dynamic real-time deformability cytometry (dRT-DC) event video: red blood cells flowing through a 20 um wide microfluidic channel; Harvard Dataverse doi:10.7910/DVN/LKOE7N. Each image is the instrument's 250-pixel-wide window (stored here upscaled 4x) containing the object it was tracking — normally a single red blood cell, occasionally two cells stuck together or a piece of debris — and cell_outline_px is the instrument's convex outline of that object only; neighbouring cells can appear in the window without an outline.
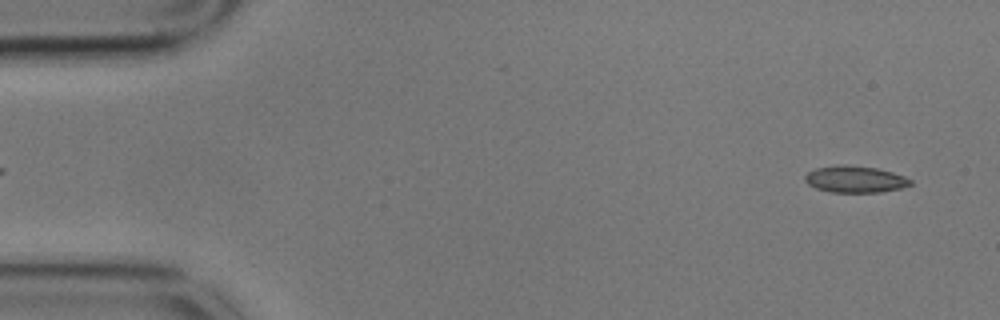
{"species": "common noctule bat (a hibernating species)", "species_latin": "Nyctalus noctula", "temperature_condition": "cold", "stored_images_in_passage": 51, "camera_frame_rate_fps": 3000, "um_per_image_px": 0.085, "animal": {"sex": "male", "body_mass_g": 17.9}, "frame": {"image": 1, "passage_image": 3, "time_ms": 0.667, "image_size_px": [1000, 320], "cell_outline_px": [[912, 184], [900, 188], [880, 192], [832, 192], [816, 188], [808, 184], [804, 180], [804, 176], [808, 172], [816, 168], [836, 164], [840, 164], [876, 168], [892, 172], [904, 176], [912, 180]], "centroid_in_image_um": [72.66, 15.23], "position_along_channel_um": 12.3, "area_um2": 16.36}}
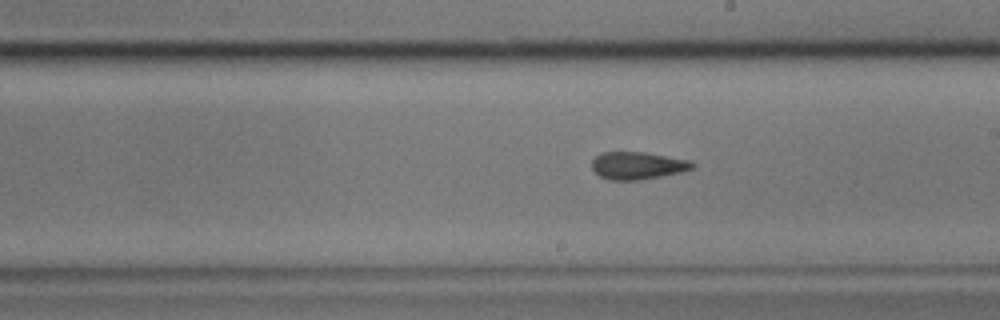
{"frame": {"image": 2, "passage_image": 31, "time_ms": 10.0, "image_size_px": [1000, 320], "cell_outline_px": [[696, 164], [692, 168], [680, 172], [640, 180], [608, 180], [600, 176], [592, 168], [592, 160], [600, 152], [644, 152], [692, 160]], "centroid_in_image_um": [54.19, 14.06], "position_along_channel_um": 234.8, "area_um2": 16.13}}
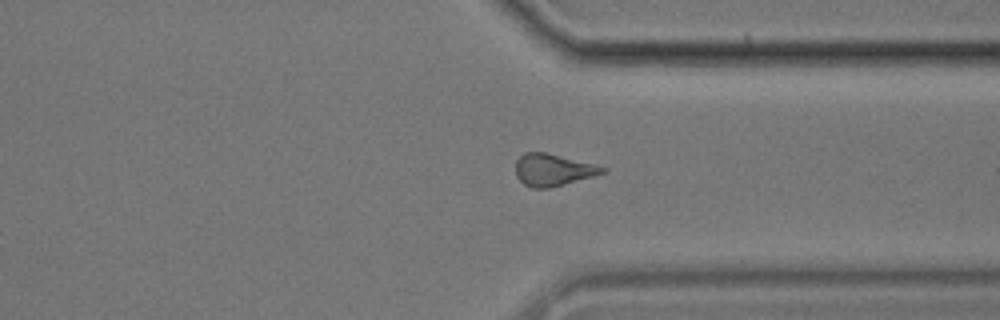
{"frame": {"image": 3, "passage_image": 42, "time_ms": 13.667, "image_size_px": [1000, 320], "cell_outline_px": [[608, 172], [548, 188], [532, 188], [524, 184], [516, 176], [516, 160], [524, 152], [544, 152], [596, 164], [608, 168]], "centroid_in_image_um": [47.02, 14.43], "position_along_channel_um": 364.4, "area_um2": 16.18}, "authors_computed_cell_mechanics": {"area_um2": 16.3574, "velocity_mm_per_s": 3.5432, "shape_relaxation_time_tau1_ms": null, "shape_relaxation_time_tau2_ms": 3.6746, "deformation_change_tau1": null, "deformation_change_tau2": 0.1081}}